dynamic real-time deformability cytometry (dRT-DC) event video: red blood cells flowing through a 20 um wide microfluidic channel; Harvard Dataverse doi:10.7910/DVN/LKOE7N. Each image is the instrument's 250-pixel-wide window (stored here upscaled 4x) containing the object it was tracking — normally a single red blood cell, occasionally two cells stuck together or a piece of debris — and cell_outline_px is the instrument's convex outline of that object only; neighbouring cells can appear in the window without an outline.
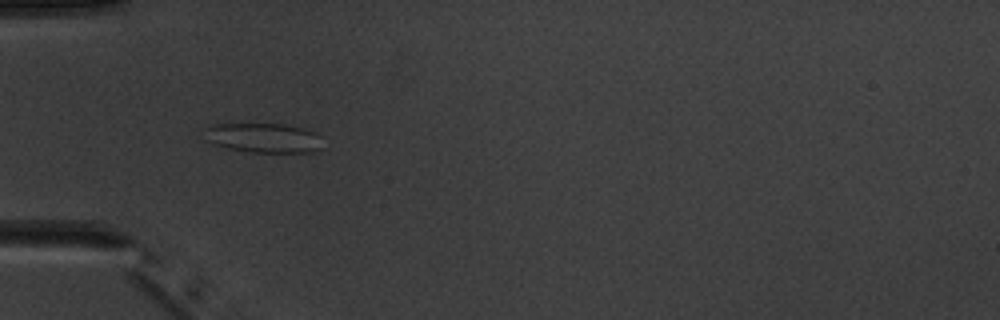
{"species": "common noctule bat (a hibernating species)", "species_latin": "Nyctalus noctula", "temperature_condition": "warm", "stored_images_in_passage": 4, "camera_frame_rate_fps": 3000, "um_per_image_px": 0.085, "animal": {"sex": "male", "body_mass_g": 20.1, "forearm_length_mm": 53.5}, "frame": {"image": 1, "passage_image": 3, "time_ms": 2.333, "image_size_px": [1000, 320], "cell_outline_px": [[324, 148], [312, 152], [248, 152], [228, 148], [216, 144], [208, 140], [204, 128], [208, 124], [284, 124], [304, 128], [316, 132], [320, 136]], "centroid_in_image_um": [22.46, 11.71], "position_along_channel_um": 62.5, "area_um2": 20.52}}
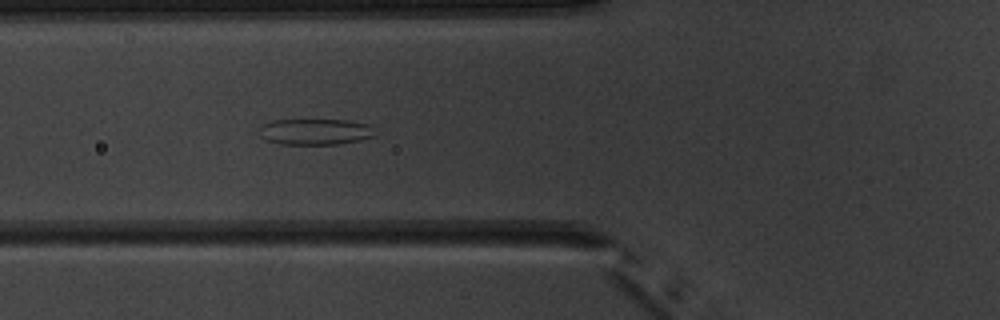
{"frame": {"image": 2, "passage_image": 4, "time_ms": 3.333, "image_size_px": [1000, 320], "cell_outline_px": [[376, 136], [360, 140], [340, 144], [280, 144], [268, 140], [260, 136], [260, 128], [264, 124], [272, 120], [348, 120], [368, 124]], "centroid_in_image_um": [26.8, 11.2], "position_along_channel_um": 99.0, "area_um2": 17.46}}